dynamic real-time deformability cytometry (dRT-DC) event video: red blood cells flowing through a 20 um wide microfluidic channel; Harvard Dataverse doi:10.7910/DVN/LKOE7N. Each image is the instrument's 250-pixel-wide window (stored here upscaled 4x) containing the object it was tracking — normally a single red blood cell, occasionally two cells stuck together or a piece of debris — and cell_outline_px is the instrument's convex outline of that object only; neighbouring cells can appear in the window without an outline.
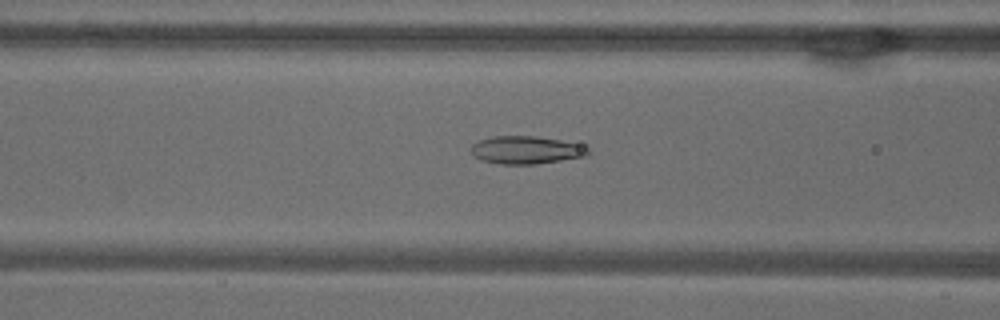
{"species": "common noctule bat (a hibernating species)", "species_latin": "Nyctalus noctula", "temperature_condition": "warm", "stored_images_in_passage": 49, "camera_frame_rate_fps": 3000, "um_per_image_px": 0.085, "animal": {"sex": "male", "body_mass_g": 18.8}, "frame": {"image": 1, "passage_image": 20, "time_ms": 6.333, "image_size_px": [1000, 320], "cell_outline_px": [[588, 156], [536, 164], [500, 164], [480, 160], [472, 156], [472, 144], [480, 140], [492, 136], [536, 136], [560, 140], [576, 144], [588, 148]], "centroid_in_image_um": [44.68, 12.76], "position_along_channel_um": 121.9, "area_um2": 18.9}}
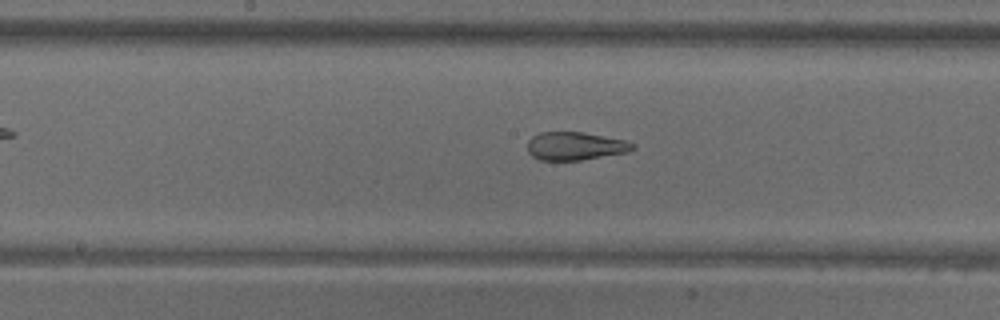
{"frame": {"image": 2, "passage_image": 26, "time_ms": 8.333, "image_size_px": [1000, 320], "cell_outline_px": [[636, 148], [628, 152], [580, 160], [540, 160], [532, 156], [528, 152], [528, 140], [532, 136], [540, 132], [584, 132], [624, 140], [636, 144]], "centroid_in_image_um": [48.9, 12.41], "position_along_channel_um": 199.3, "area_um2": 17.28}}
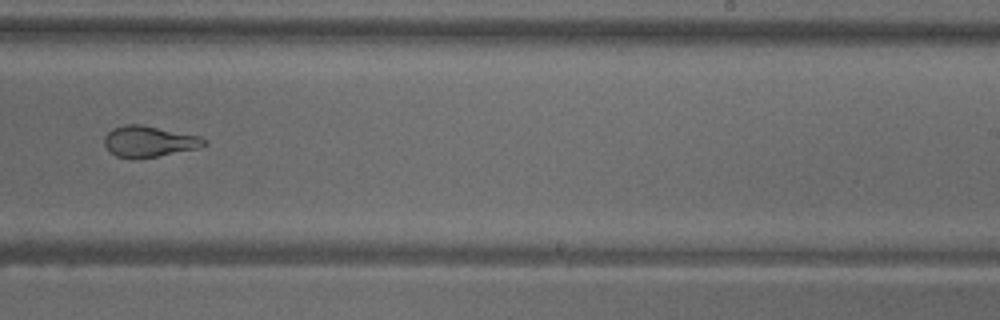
{"frame": {"image": 3, "passage_image": 32, "time_ms": 10.333, "image_size_px": [1000, 320], "cell_outline_px": [[208, 144], [200, 148], [136, 160], [132, 160], [116, 156], [108, 152], [104, 144], [104, 136], [112, 128], [124, 124], [140, 124], [200, 136], [208, 140]], "centroid_in_image_um": [12.65, 12.04], "position_along_channel_um": 276.4, "area_um2": 18.5}, "authors_computed_cell_mechanics": {"area_um2": 21.7328, "velocity_mm_per_s": 3.8607, "shape_relaxation_time_tau1_ms": null, "shape_relaxation_time_tau2_ms": 1.3122, "deformation_change_tau1": null, "deformation_change_tau2": 0.0845}}